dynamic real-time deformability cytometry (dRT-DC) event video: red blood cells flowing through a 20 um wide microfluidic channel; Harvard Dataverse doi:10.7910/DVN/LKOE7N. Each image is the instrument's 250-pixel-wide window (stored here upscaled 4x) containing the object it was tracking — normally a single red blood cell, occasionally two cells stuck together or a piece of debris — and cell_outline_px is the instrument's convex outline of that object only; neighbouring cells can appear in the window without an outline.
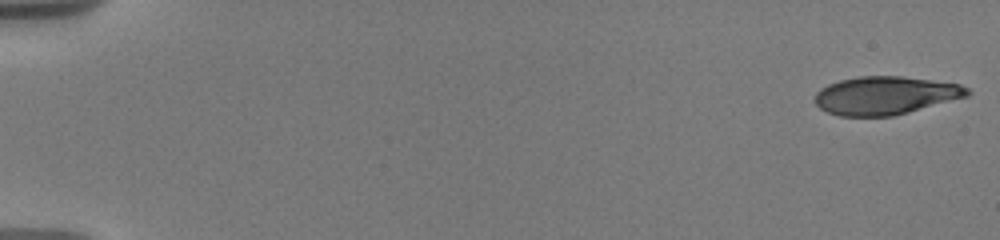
{"species": "human", "species_latin": "Homo sapiens", "temperature_condition": "warm", "stored_images_in_passage": 39, "camera_frame_rate_fps": 3000, "um_per_image_px": 0.085, "donor": {"sex": "male"}, "frame": {"image": 1, "passage_image": 1, "time_ms": 0.0, "image_size_px": [1000, 240], "cell_outline_px": [[972, 92], [968, 96], [908, 112], [892, 116], [840, 116], [828, 112], [820, 108], [812, 100], [816, 92], [820, 88], [828, 84], [840, 80], [860, 76], [900, 76], [960, 84], [968, 88]], "centroid_in_image_um": [75.22, 8.11], "position_along_channel_um": 9.8, "area_um2": 33.87}}
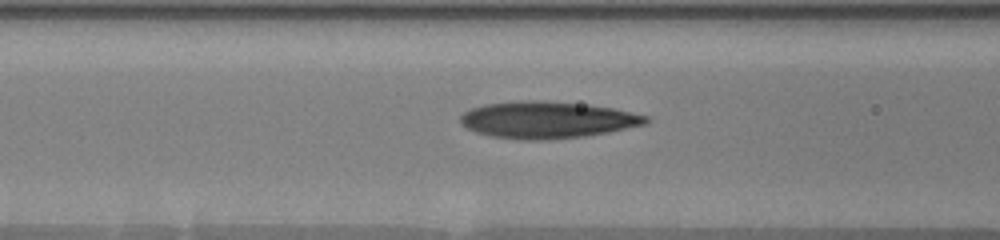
{"frame": {"image": 2, "passage_image": 20, "time_ms": 7.667, "image_size_px": [1000, 240], "cell_outline_px": [[652, 120], [648, 124], [608, 132], [584, 136], [548, 140], [524, 140], [492, 136], [476, 132], [468, 128], [460, 120], [460, 116], [464, 112], [472, 108], [484, 104], [528, 100], [540, 100], [588, 104], [612, 108], [648, 116]], "centroid_in_image_um": [46.56, 10.19], "position_along_channel_um": 120.0, "area_um2": 39.77}}
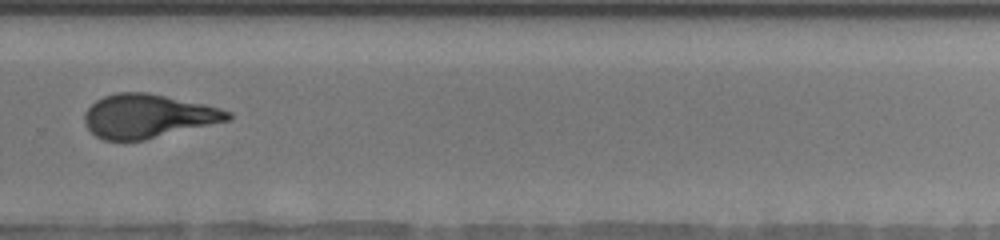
{"frame": {"image": 3, "passage_image": 37, "time_ms": 13.0, "image_size_px": [1000, 240], "cell_outline_px": [[232, 120], [144, 140], [104, 140], [96, 136], [84, 124], [84, 112], [96, 100], [104, 96], [116, 92], [148, 92], [204, 104], [220, 108], [232, 112]], "centroid_in_image_um": [12.58, 9.86], "position_along_channel_um": 317.2, "area_um2": 36.65}}